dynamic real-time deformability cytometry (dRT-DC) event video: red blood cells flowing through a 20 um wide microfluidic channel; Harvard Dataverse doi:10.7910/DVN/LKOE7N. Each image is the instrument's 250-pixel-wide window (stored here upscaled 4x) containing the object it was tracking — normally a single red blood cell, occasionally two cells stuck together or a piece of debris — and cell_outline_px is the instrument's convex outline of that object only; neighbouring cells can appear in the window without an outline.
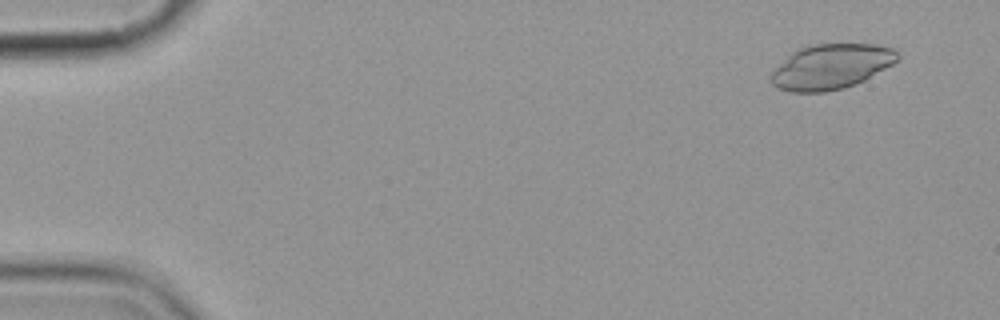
{"species": "common noctule bat (a hibernating species)", "species_latin": "Nyctalus noctula", "temperature_condition": "cold", "stored_images_in_passage": 4, "camera_frame_rate_fps": 3000, "um_per_image_px": 0.085, "animal": {"sex": "female", "body_mass_g": 19.9}, "frame": {"image": 1, "passage_image": 1, "time_ms": 0.0, "image_size_px": [1000, 320], "cell_outline_px": [[900, 56], [892, 64], [864, 80], [856, 84], [844, 88], [824, 92], [788, 92], [772, 84], [772, 72], [796, 48], [812, 44], [876, 44], [892, 48]], "centroid_in_image_um": [70.64, 5.66], "position_along_channel_um": 14.4, "area_um2": 32.95}}